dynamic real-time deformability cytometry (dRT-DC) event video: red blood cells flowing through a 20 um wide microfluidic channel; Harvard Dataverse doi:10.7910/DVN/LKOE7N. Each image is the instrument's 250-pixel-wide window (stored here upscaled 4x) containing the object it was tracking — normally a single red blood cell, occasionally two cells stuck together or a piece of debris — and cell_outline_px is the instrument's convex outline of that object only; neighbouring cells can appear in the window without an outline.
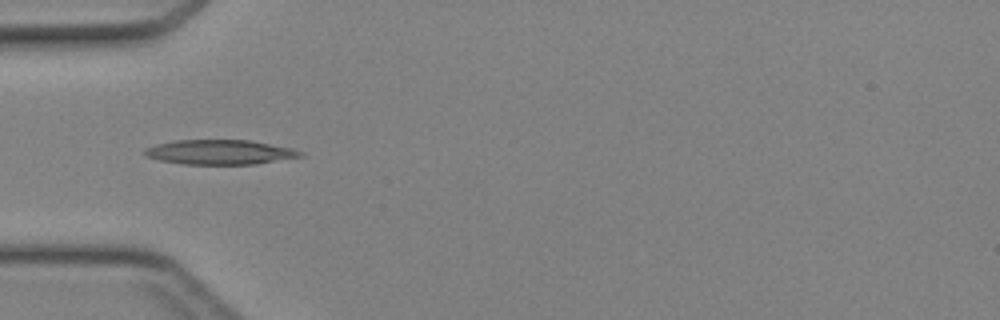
{"species": "Egyptian fruit bat (a non-hibernating species)", "species_latin": "Rousettus aegyptiacus", "temperature_condition": "cold", "stored_images_in_passage": 17, "camera_frame_rate_fps": 3000, "um_per_image_px": 0.085, "animal": {"sex": "female"}, "frame": {"image": 1, "passage_image": 6, "time_ms": 1.667, "image_size_px": [1000, 320], "cell_outline_px": [[304, 156], [256, 164], [184, 164], [160, 160], [148, 156], [144, 152], [144, 148], [156, 144], [172, 140], [252, 140], [292, 148], [304, 152]], "centroid_in_image_um": [18.72, 12.92], "position_along_channel_um": 66.3, "area_um2": 22.43}}
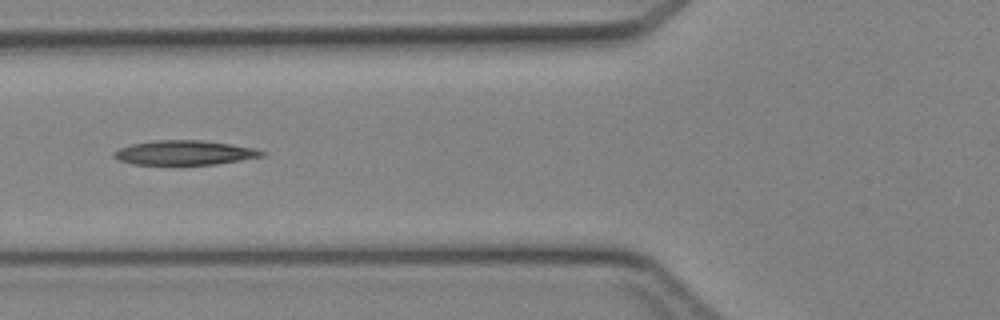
{"frame": {"image": 2, "passage_image": 9, "time_ms": 2.667, "image_size_px": [1000, 320], "cell_outline_px": [[268, 152], [264, 156], [216, 164], [132, 164], [120, 160], [112, 156], [112, 152], [116, 148], [132, 144], [152, 140], [204, 140], [232, 144], [256, 148]], "centroid_in_image_um": [15.69, 12.96], "position_along_channel_um": 110.1, "area_um2": 21.27}}
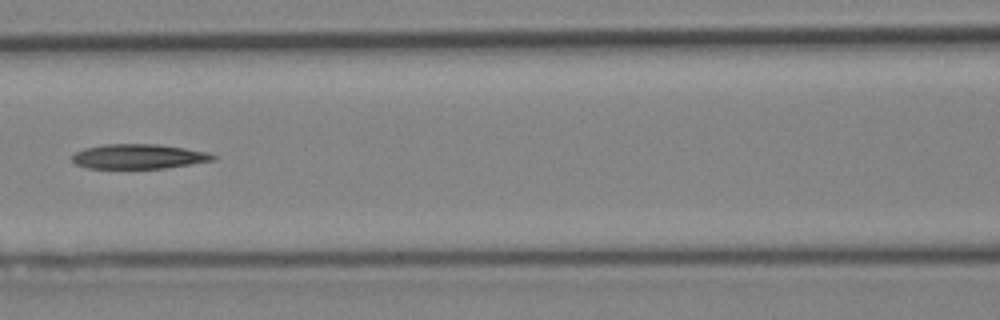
{"frame": {"image": 3, "passage_image": 12, "time_ms": 3.667, "image_size_px": [1000, 320], "cell_outline_px": [[216, 160], [192, 164], [164, 168], [88, 168], [76, 164], [72, 160], [72, 156], [76, 152], [84, 148], [104, 144], [160, 144], [208, 152], [216, 156]], "centroid_in_image_um": [11.8, 13.29], "position_along_channel_um": 154.8, "area_um2": 20.29}}